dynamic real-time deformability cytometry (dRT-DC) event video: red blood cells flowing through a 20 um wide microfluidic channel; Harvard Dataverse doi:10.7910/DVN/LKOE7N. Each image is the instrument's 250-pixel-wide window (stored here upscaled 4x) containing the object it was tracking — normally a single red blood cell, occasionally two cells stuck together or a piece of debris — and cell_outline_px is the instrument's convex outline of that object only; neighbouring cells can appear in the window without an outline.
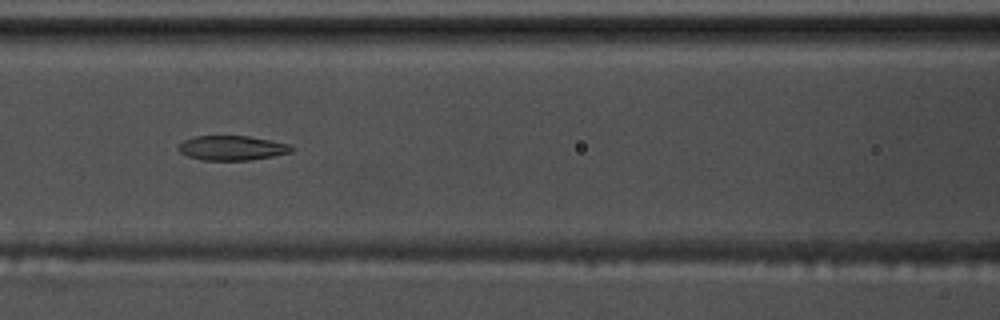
{"species": "common noctule bat (a hibernating species)", "species_latin": "Nyctalus noctula", "temperature_condition": "warm", "stored_images_in_passage": 58, "camera_frame_rate_fps": 3000, "um_per_image_px": 0.085, "animal": {"sex": "male", "body_mass_g": 17.5, "forearm_length_mm": 52.3}, "frame": {"image": 1, "passage_image": 26, "time_ms": 8.333, "image_size_px": [1000, 320], "cell_outline_px": [[296, 148], [292, 152], [272, 156], [248, 160], [200, 160], [188, 156], [180, 152], [176, 148], [184, 140], [196, 136], [248, 136], [292, 144]], "centroid_in_image_um": [19.75, 12.57], "position_along_channel_um": 146.9, "area_um2": 16.3}}
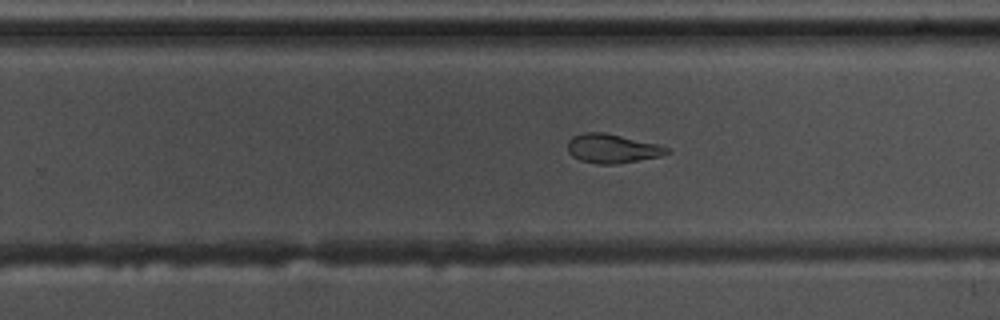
{"frame": {"image": 2, "passage_image": 37, "time_ms": 12.0, "image_size_px": [1000, 320], "cell_outline_px": [[672, 152], [660, 156], [616, 164], [596, 164], [580, 160], [572, 156], [568, 152], [568, 140], [572, 136], [584, 132], [604, 132], [656, 144], [668, 148]], "centroid_in_image_um": [52.0, 12.63], "position_along_channel_um": 277.8, "area_um2": 16.7}}
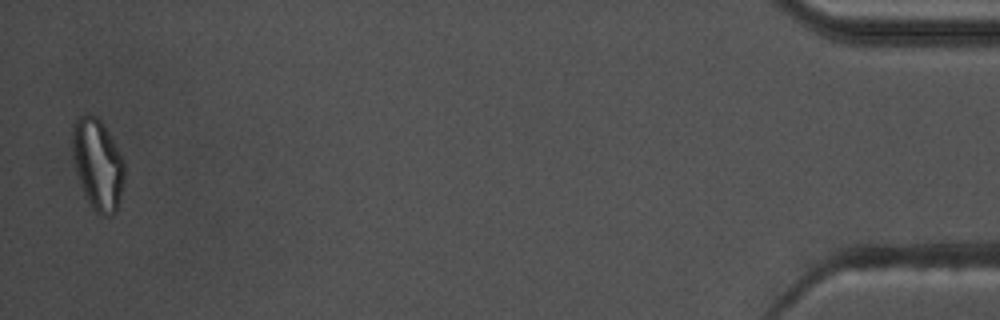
{"frame": {"image": 3, "passage_image": 57, "time_ms": 18.667, "image_size_px": [1000, 320], "cell_outline_px": [[124, 180], [116, 212], [112, 216], [100, 216], [92, 208], [80, 184], [72, 156], [72, 124], [84, 112], [88, 112], [96, 116], [100, 120], [124, 160]], "centroid_in_image_um": [8.29, 13.96], "position_along_channel_um": 426.9, "area_um2": 27.57}, "authors_computed_cell_mechanics": {"area_um2": 19.0451, "velocity_mm_per_s": 3.5786, "shape_relaxation_time_tau1_ms": null, "shape_relaxation_time_tau2_ms": 4.0146, "deformation_change_tau1": null, "deformation_change_tau2": 0.1213}}